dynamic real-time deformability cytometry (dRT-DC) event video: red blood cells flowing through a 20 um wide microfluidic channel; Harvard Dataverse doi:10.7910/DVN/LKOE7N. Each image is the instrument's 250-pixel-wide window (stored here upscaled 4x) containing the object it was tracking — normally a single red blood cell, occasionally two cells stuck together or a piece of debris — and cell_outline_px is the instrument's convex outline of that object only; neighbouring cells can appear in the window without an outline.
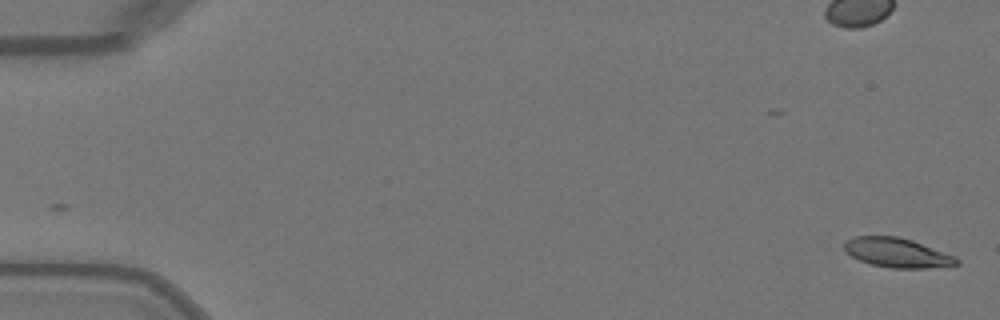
{"species": "Egyptian fruit bat (a non-hibernating species)", "species_latin": "Rousettus aegyptiacus", "temperature_condition": "warm", "stored_images_in_passage": 51, "camera_frame_rate_fps": 3000, "um_per_image_px": 0.085, "animal": {"sex": "female"}, "frame": {"image": 1, "passage_image": 1, "time_ms": 0.0, "image_size_px": [1000, 320], "cell_outline_px": [[960, 264], [952, 268], [892, 268], [872, 264], [860, 260], [844, 252], [844, 244], [852, 236], [896, 236], [912, 240], [956, 256], [960, 260]], "centroid_in_image_um": [76.35, 21.5], "position_along_channel_um": 8.7, "area_um2": 19.59}}
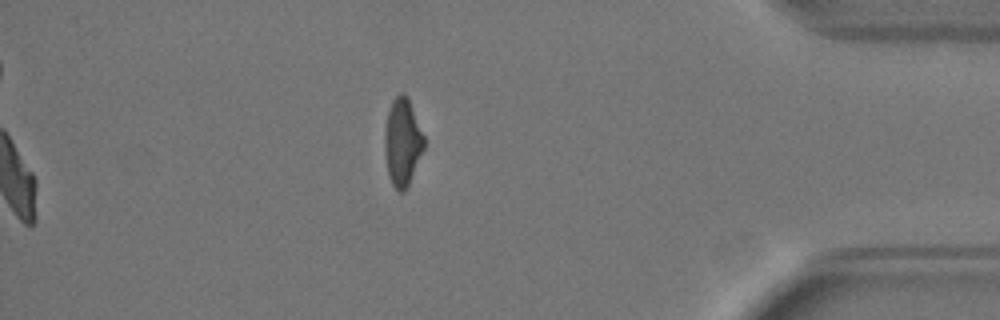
{"frame": {"image": 2, "passage_image": 51, "time_ms": 16.667, "image_size_px": [1000, 320], "cell_outline_px": [[424, 148], [408, 188], [404, 192], [400, 192], [392, 184], [388, 176], [384, 152], [384, 132], [388, 112], [392, 100], [400, 92], [404, 92], [408, 100], [424, 136]], "centroid_in_image_um": [34.19, 12.13], "position_along_channel_um": 401.0, "area_um2": 20.06}, "authors_computed_cell_mechanics": {"area_um2": 20.7502, "velocity_mm_per_s": 4.0674, "shape_relaxation_time_tau1_ms": 2.9484, "shape_relaxation_time_tau2_ms": 1.7034, "deformation_change_tau1": 0.1663, "deformation_change_tau2": 0.0715}}